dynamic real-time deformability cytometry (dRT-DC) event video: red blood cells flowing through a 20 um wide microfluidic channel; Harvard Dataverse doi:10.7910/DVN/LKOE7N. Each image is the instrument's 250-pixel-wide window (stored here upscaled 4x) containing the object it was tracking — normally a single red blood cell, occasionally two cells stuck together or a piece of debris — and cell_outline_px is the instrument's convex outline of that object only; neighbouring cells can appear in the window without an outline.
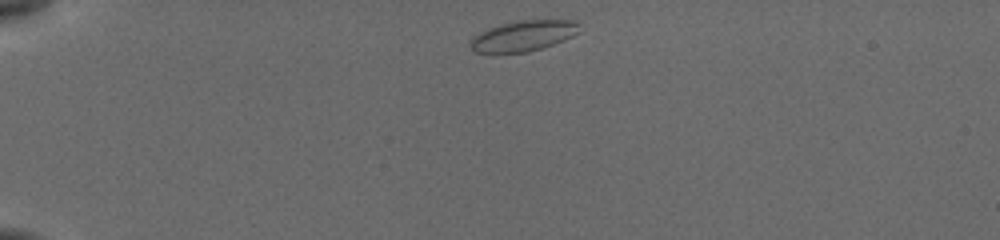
{"species": "common noctule bat (a hibernating species)", "species_latin": "Nyctalus noctula", "temperature_condition": "cold", "stored_images_in_passage": 42, "camera_frame_rate_fps": 3000, "um_per_image_px": 0.085, "animal": {"sex": "female", "body_mass_g": 19.5, "forearm_length_mm": 54.1}, "frame": {"image": 1, "passage_image": 1, "time_ms": 0.0, "image_size_px": [1000, 240], "cell_outline_px": [[576, 32], [572, 36], [552, 44], [540, 48], [524, 52], [476, 52], [472, 48], [472, 40], [476, 36], [488, 28], [504, 24], [524, 20], [568, 20], [576, 24]], "centroid_in_image_um": [44.46, 3.05], "position_along_channel_um": 40.5, "area_um2": 18.32}}
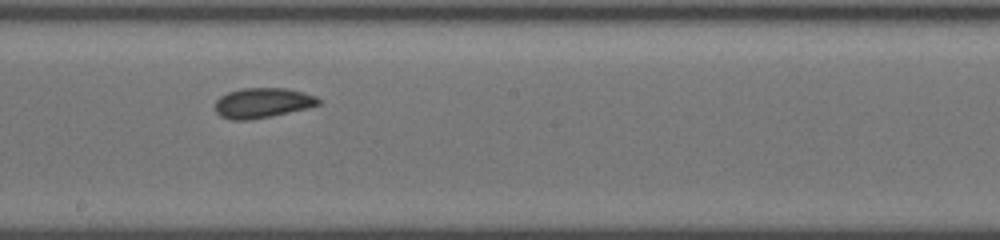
{"frame": {"image": 2, "passage_image": 20, "time_ms": 6.333, "image_size_px": [1000, 240], "cell_outline_px": [[320, 104], [304, 108], [268, 116], [248, 120], [232, 120], [220, 116], [216, 112], [216, 100], [220, 96], [228, 92], [240, 88], [288, 88], [316, 96], [320, 100]], "centroid_in_image_um": [22.27, 8.73], "position_along_channel_um": 225.9, "area_um2": 17.8}}
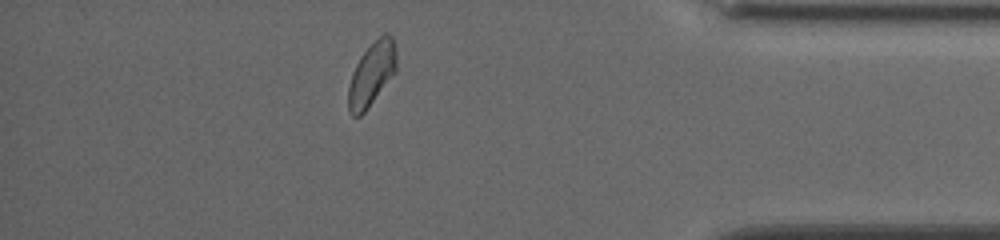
{"frame": {"image": 3, "passage_image": 36, "time_ms": 11.667, "image_size_px": [1000, 240], "cell_outline_px": [[396, 72], [368, 108], [360, 116], [352, 116], [348, 112], [348, 88], [352, 72], [360, 56], [384, 32], [388, 32], [392, 36], [396, 48]], "centroid_in_image_um": [31.6, 6.3], "position_along_channel_um": 403.6, "area_um2": 17.92}, "authors_computed_cell_mechanics": {"area_um2": 17.8602, "velocity_mm_per_s": 3.8262, "shape_relaxation_time_tau1_ms": 5.506, "shape_relaxation_time_tau2_ms": 1.2909, "deformation_change_tau1": 0.076, "deformation_change_tau2": 0.0294}}